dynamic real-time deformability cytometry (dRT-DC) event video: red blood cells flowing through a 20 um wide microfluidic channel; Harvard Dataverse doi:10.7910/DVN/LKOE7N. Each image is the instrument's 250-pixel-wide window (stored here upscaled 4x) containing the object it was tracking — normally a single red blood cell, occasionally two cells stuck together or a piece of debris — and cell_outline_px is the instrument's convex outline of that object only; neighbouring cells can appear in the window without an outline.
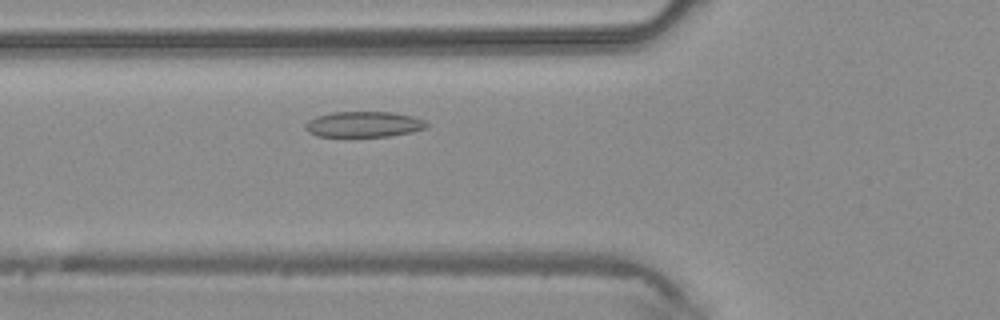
{"species": "common noctule bat (a hibernating species)", "species_latin": "Nyctalus noctula", "temperature_condition": "warm", "stored_images_in_passage": 37, "camera_frame_rate_fps": 3000, "um_per_image_px": 0.085, "animal": {"sex": "male", "body_mass_g": 20.4}, "frame": {"image": 1, "passage_image": 9, "time_ms": 2.667, "image_size_px": [1000, 320], "cell_outline_px": [[428, 128], [412, 132], [388, 136], [316, 136], [308, 132], [304, 128], [304, 124], [308, 120], [316, 116], [332, 112], [392, 112], [412, 116], [424, 120], [428, 124]], "centroid_in_image_um": [30.9, 10.56], "position_along_channel_um": 94.9, "area_um2": 18.21}}
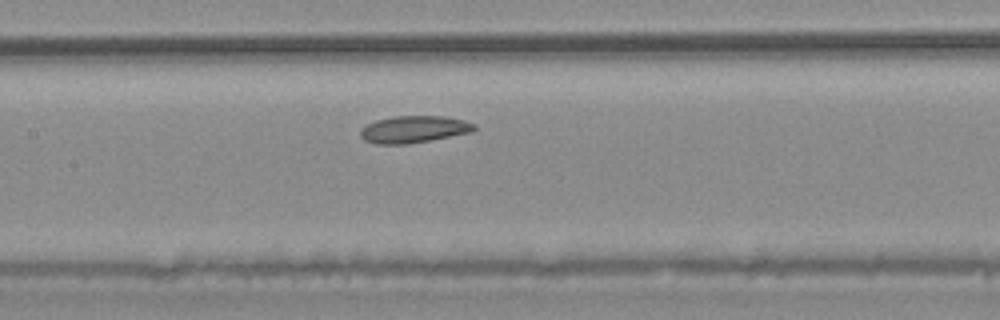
{"frame": {"image": 2, "passage_image": 14, "time_ms": 4.333, "image_size_px": [1000, 320], "cell_outline_px": [[476, 128], [472, 132], [408, 144], [376, 144], [364, 140], [360, 136], [360, 128], [376, 120], [392, 116], [444, 116], [464, 120], [476, 124]], "centroid_in_image_um": [35.16, 10.99], "position_along_channel_um": 172.2, "area_um2": 17.98}}
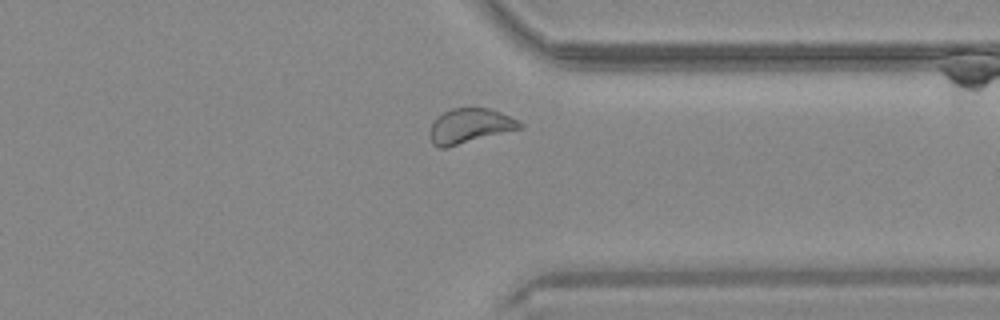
{"frame": {"image": 3, "passage_image": 27, "time_ms": 8.667, "image_size_px": [1000, 320], "cell_outline_px": [[524, 124], [520, 128], [444, 148], [440, 148], [432, 144], [428, 136], [428, 132], [432, 124], [444, 112], [452, 108], [488, 108], [500, 112], [520, 120]], "centroid_in_image_um": [39.91, 10.7], "position_along_channel_um": 371.5, "area_um2": 17.98}}